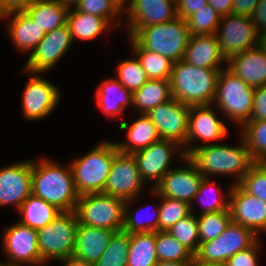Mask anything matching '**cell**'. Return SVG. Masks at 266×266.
<instances>
[{
  "label": "cell",
  "mask_w": 266,
  "mask_h": 266,
  "mask_svg": "<svg viewBox=\"0 0 266 266\" xmlns=\"http://www.w3.org/2000/svg\"><path fill=\"white\" fill-rule=\"evenodd\" d=\"M242 138V139H241ZM240 145L211 143L207 145H190L188 158L197 166L205 177L213 175H234L238 184L243 176L256 164L245 140L241 136ZM194 145V146H193ZM209 176V177H208Z\"/></svg>",
  "instance_id": "cell-1"
},
{
  "label": "cell",
  "mask_w": 266,
  "mask_h": 266,
  "mask_svg": "<svg viewBox=\"0 0 266 266\" xmlns=\"http://www.w3.org/2000/svg\"><path fill=\"white\" fill-rule=\"evenodd\" d=\"M32 194L61 212L75 211L79 199L70 165L62 167L53 160H32Z\"/></svg>",
  "instance_id": "cell-2"
},
{
  "label": "cell",
  "mask_w": 266,
  "mask_h": 266,
  "mask_svg": "<svg viewBox=\"0 0 266 266\" xmlns=\"http://www.w3.org/2000/svg\"><path fill=\"white\" fill-rule=\"evenodd\" d=\"M221 69L201 68L184 60L174 62L170 78L172 97L189 106L212 105Z\"/></svg>",
  "instance_id": "cell-3"
},
{
  "label": "cell",
  "mask_w": 266,
  "mask_h": 266,
  "mask_svg": "<svg viewBox=\"0 0 266 266\" xmlns=\"http://www.w3.org/2000/svg\"><path fill=\"white\" fill-rule=\"evenodd\" d=\"M126 28L128 37H132L142 48L165 56L173 62L183 59L191 37L186 20L179 17L152 26Z\"/></svg>",
  "instance_id": "cell-4"
},
{
  "label": "cell",
  "mask_w": 266,
  "mask_h": 266,
  "mask_svg": "<svg viewBox=\"0 0 266 266\" xmlns=\"http://www.w3.org/2000/svg\"><path fill=\"white\" fill-rule=\"evenodd\" d=\"M118 151L115 142L104 141L85 156L72 161L70 167L79 195L104 191L114 156Z\"/></svg>",
  "instance_id": "cell-5"
},
{
  "label": "cell",
  "mask_w": 266,
  "mask_h": 266,
  "mask_svg": "<svg viewBox=\"0 0 266 266\" xmlns=\"http://www.w3.org/2000/svg\"><path fill=\"white\" fill-rule=\"evenodd\" d=\"M254 88L227 68L220 70L213 103L231 122L243 126L248 122L253 106Z\"/></svg>",
  "instance_id": "cell-6"
},
{
  "label": "cell",
  "mask_w": 266,
  "mask_h": 266,
  "mask_svg": "<svg viewBox=\"0 0 266 266\" xmlns=\"http://www.w3.org/2000/svg\"><path fill=\"white\" fill-rule=\"evenodd\" d=\"M126 200L99 193L79 195L75 213L83 225L119 232L123 230Z\"/></svg>",
  "instance_id": "cell-7"
},
{
  "label": "cell",
  "mask_w": 266,
  "mask_h": 266,
  "mask_svg": "<svg viewBox=\"0 0 266 266\" xmlns=\"http://www.w3.org/2000/svg\"><path fill=\"white\" fill-rule=\"evenodd\" d=\"M78 224L74 211L61 212L53 221L37 230L38 248L45 263L73 255Z\"/></svg>",
  "instance_id": "cell-8"
},
{
  "label": "cell",
  "mask_w": 266,
  "mask_h": 266,
  "mask_svg": "<svg viewBox=\"0 0 266 266\" xmlns=\"http://www.w3.org/2000/svg\"><path fill=\"white\" fill-rule=\"evenodd\" d=\"M258 239L259 236L251 229L231 221L219 237L199 244L194 260L223 266L230 257L251 247Z\"/></svg>",
  "instance_id": "cell-9"
},
{
  "label": "cell",
  "mask_w": 266,
  "mask_h": 266,
  "mask_svg": "<svg viewBox=\"0 0 266 266\" xmlns=\"http://www.w3.org/2000/svg\"><path fill=\"white\" fill-rule=\"evenodd\" d=\"M215 35L226 60L262 43L251 17L247 16H223Z\"/></svg>",
  "instance_id": "cell-10"
},
{
  "label": "cell",
  "mask_w": 266,
  "mask_h": 266,
  "mask_svg": "<svg viewBox=\"0 0 266 266\" xmlns=\"http://www.w3.org/2000/svg\"><path fill=\"white\" fill-rule=\"evenodd\" d=\"M181 150V151H180ZM180 151V152H178ZM182 146L177 142L168 139H160L146 148L138 150L133 154L142 180L154 183L153 188L161 179L173 168L170 167L173 161L174 153L178 152L182 160L185 154L182 152Z\"/></svg>",
  "instance_id": "cell-11"
},
{
  "label": "cell",
  "mask_w": 266,
  "mask_h": 266,
  "mask_svg": "<svg viewBox=\"0 0 266 266\" xmlns=\"http://www.w3.org/2000/svg\"><path fill=\"white\" fill-rule=\"evenodd\" d=\"M3 251L9 260L7 266H45L38 248L37 230L20 224L5 228L2 237Z\"/></svg>",
  "instance_id": "cell-12"
},
{
  "label": "cell",
  "mask_w": 266,
  "mask_h": 266,
  "mask_svg": "<svg viewBox=\"0 0 266 266\" xmlns=\"http://www.w3.org/2000/svg\"><path fill=\"white\" fill-rule=\"evenodd\" d=\"M144 185L133 154L118 151L114 156L103 193L124 200L136 199Z\"/></svg>",
  "instance_id": "cell-13"
},
{
  "label": "cell",
  "mask_w": 266,
  "mask_h": 266,
  "mask_svg": "<svg viewBox=\"0 0 266 266\" xmlns=\"http://www.w3.org/2000/svg\"><path fill=\"white\" fill-rule=\"evenodd\" d=\"M72 43L73 38L67 24L47 32L30 53L22 72L43 74L51 70L64 56Z\"/></svg>",
  "instance_id": "cell-14"
},
{
  "label": "cell",
  "mask_w": 266,
  "mask_h": 266,
  "mask_svg": "<svg viewBox=\"0 0 266 266\" xmlns=\"http://www.w3.org/2000/svg\"><path fill=\"white\" fill-rule=\"evenodd\" d=\"M182 161L186 165L172 168L152 189L162 197L190 204L193 212V201L204 176L188 157L185 156Z\"/></svg>",
  "instance_id": "cell-15"
},
{
  "label": "cell",
  "mask_w": 266,
  "mask_h": 266,
  "mask_svg": "<svg viewBox=\"0 0 266 266\" xmlns=\"http://www.w3.org/2000/svg\"><path fill=\"white\" fill-rule=\"evenodd\" d=\"M31 73L22 97V114L27 121H35L50 115L60 100V91L56 85L41 77L40 73Z\"/></svg>",
  "instance_id": "cell-16"
},
{
  "label": "cell",
  "mask_w": 266,
  "mask_h": 266,
  "mask_svg": "<svg viewBox=\"0 0 266 266\" xmlns=\"http://www.w3.org/2000/svg\"><path fill=\"white\" fill-rule=\"evenodd\" d=\"M189 109V105L172 97L151 109L147 115L156 126L161 139L173 140L183 146L188 133Z\"/></svg>",
  "instance_id": "cell-17"
},
{
  "label": "cell",
  "mask_w": 266,
  "mask_h": 266,
  "mask_svg": "<svg viewBox=\"0 0 266 266\" xmlns=\"http://www.w3.org/2000/svg\"><path fill=\"white\" fill-rule=\"evenodd\" d=\"M228 192L232 222L251 229L257 236L266 232V203L248 194L239 184H233Z\"/></svg>",
  "instance_id": "cell-18"
},
{
  "label": "cell",
  "mask_w": 266,
  "mask_h": 266,
  "mask_svg": "<svg viewBox=\"0 0 266 266\" xmlns=\"http://www.w3.org/2000/svg\"><path fill=\"white\" fill-rule=\"evenodd\" d=\"M226 124L219 119L211 105L190 106L189 123L186 143L182 146L186 157L190 155V144L195 140L205 143L225 139L228 137ZM189 145V146H188Z\"/></svg>",
  "instance_id": "cell-19"
},
{
  "label": "cell",
  "mask_w": 266,
  "mask_h": 266,
  "mask_svg": "<svg viewBox=\"0 0 266 266\" xmlns=\"http://www.w3.org/2000/svg\"><path fill=\"white\" fill-rule=\"evenodd\" d=\"M32 194V161L0 168V207L13 205L18 210Z\"/></svg>",
  "instance_id": "cell-20"
},
{
  "label": "cell",
  "mask_w": 266,
  "mask_h": 266,
  "mask_svg": "<svg viewBox=\"0 0 266 266\" xmlns=\"http://www.w3.org/2000/svg\"><path fill=\"white\" fill-rule=\"evenodd\" d=\"M225 67L253 88L266 85V46L262 42L230 57Z\"/></svg>",
  "instance_id": "cell-21"
},
{
  "label": "cell",
  "mask_w": 266,
  "mask_h": 266,
  "mask_svg": "<svg viewBox=\"0 0 266 266\" xmlns=\"http://www.w3.org/2000/svg\"><path fill=\"white\" fill-rule=\"evenodd\" d=\"M126 11L127 27H147L177 17L175 0H132Z\"/></svg>",
  "instance_id": "cell-22"
},
{
  "label": "cell",
  "mask_w": 266,
  "mask_h": 266,
  "mask_svg": "<svg viewBox=\"0 0 266 266\" xmlns=\"http://www.w3.org/2000/svg\"><path fill=\"white\" fill-rule=\"evenodd\" d=\"M9 18L8 35L16 48L22 52L30 53L46 34L36 22L24 11H11L0 15V19ZM11 17V18H10Z\"/></svg>",
  "instance_id": "cell-23"
},
{
  "label": "cell",
  "mask_w": 266,
  "mask_h": 266,
  "mask_svg": "<svg viewBox=\"0 0 266 266\" xmlns=\"http://www.w3.org/2000/svg\"><path fill=\"white\" fill-rule=\"evenodd\" d=\"M115 231L78 224L73 256L94 264L106 251Z\"/></svg>",
  "instance_id": "cell-24"
},
{
  "label": "cell",
  "mask_w": 266,
  "mask_h": 266,
  "mask_svg": "<svg viewBox=\"0 0 266 266\" xmlns=\"http://www.w3.org/2000/svg\"><path fill=\"white\" fill-rule=\"evenodd\" d=\"M182 60L201 68H222L220 64L227 62L215 34L191 36Z\"/></svg>",
  "instance_id": "cell-25"
},
{
  "label": "cell",
  "mask_w": 266,
  "mask_h": 266,
  "mask_svg": "<svg viewBox=\"0 0 266 266\" xmlns=\"http://www.w3.org/2000/svg\"><path fill=\"white\" fill-rule=\"evenodd\" d=\"M127 130L126 142H115L117 149L123 153H134L148 147L160 140V135L150 117L145 113H140L139 118L128 127V122L120 121L119 130Z\"/></svg>",
  "instance_id": "cell-26"
},
{
  "label": "cell",
  "mask_w": 266,
  "mask_h": 266,
  "mask_svg": "<svg viewBox=\"0 0 266 266\" xmlns=\"http://www.w3.org/2000/svg\"><path fill=\"white\" fill-rule=\"evenodd\" d=\"M96 102L106 116L116 118L133 105V93L116 78L105 79L97 88Z\"/></svg>",
  "instance_id": "cell-27"
},
{
  "label": "cell",
  "mask_w": 266,
  "mask_h": 266,
  "mask_svg": "<svg viewBox=\"0 0 266 266\" xmlns=\"http://www.w3.org/2000/svg\"><path fill=\"white\" fill-rule=\"evenodd\" d=\"M69 9L59 0H36L24 11L47 33L67 24Z\"/></svg>",
  "instance_id": "cell-28"
},
{
  "label": "cell",
  "mask_w": 266,
  "mask_h": 266,
  "mask_svg": "<svg viewBox=\"0 0 266 266\" xmlns=\"http://www.w3.org/2000/svg\"><path fill=\"white\" fill-rule=\"evenodd\" d=\"M19 223L34 230H39L53 221L61 211L40 197L31 194L17 210Z\"/></svg>",
  "instance_id": "cell-29"
},
{
  "label": "cell",
  "mask_w": 266,
  "mask_h": 266,
  "mask_svg": "<svg viewBox=\"0 0 266 266\" xmlns=\"http://www.w3.org/2000/svg\"><path fill=\"white\" fill-rule=\"evenodd\" d=\"M67 25L73 40H91L100 34L108 32L111 25L102 17L77 11L74 7L69 9Z\"/></svg>",
  "instance_id": "cell-30"
},
{
  "label": "cell",
  "mask_w": 266,
  "mask_h": 266,
  "mask_svg": "<svg viewBox=\"0 0 266 266\" xmlns=\"http://www.w3.org/2000/svg\"><path fill=\"white\" fill-rule=\"evenodd\" d=\"M172 98L170 80L149 79L140 89L133 93V107L138 114H147L159 104Z\"/></svg>",
  "instance_id": "cell-31"
},
{
  "label": "cell",
  "mask_w": 266,
  "mask_h": 266,
  "mask_svg": "<svg viewBox=\"0 0 266 266\" xmlns=\"http://www.w3.org/2000/svg\"><path fill=\"white\" fill-rule=\"evenodd\" d=\"M127 258V266H156L155 232L130 234Z\"/></svg>",
  "instance_id": "cell-32"
},
{
  "label": "cell",
  "mask_w": 266,
  "mask_h": 266,
  "mask_svg": "<svg viewBox=\"0 0 266 266\" xmlns=\"http://www.w3.org/2000/svg\"><path fill=\"white\" fill-rule=\"evenodd\" d=\"M128 39L131 43L130 48L133 50V55L139 60L148 79L170 80L173 61L158 53L142 48L132 37Z\"/></svg>",
  "instance_id": "cell-33"
},
{
  "label": "cell",
  "mask_w": 266,
  "mask_h": 266,
  "mask_svg": "<svg viewBox=\"0 0 266 266\" xmlns=\"http://www.w3.org/2000/svg\"><path fill=\"white\" fill-rule=\"evenodd\" d=\"M158 261L193 262L194 254L167 231H156Z\"/></svg>",
  "instance_id": "cell-34"
},
{
  "label": "cell",
  "mask_w": 266,
  "mask_h": 266,
  "mask_svg": "<svg viewBox=\"0 0 266 266\" xmlns=\"http://www.w3.org/2000/svg\"><path fill=\"white\" fill-rule=\"evenodd\" d=\"M150 194L161 201L159 206V231H168L177 221L192 212L191 205L186 202L162 197L153 189Z\"/></svg>",
  "instance_id": "cell-35"
},
{
  "label": "cell",
  "mask_w": 266,
  "mask_h": 266,
  "mask_svg": "<svg viewBox=\"0 0 266 266\" xmlns=\"http://www.w3.org/2000/svg\"><path fill=\"white\" fill-rule=\"evenodd\" d=\"M241 135L256 163H266V120L246 122Z\"/></svg>",
  "instance_id": "cell-36"
},
{
  "label": "cell",
  "mask_w": 266,
  "mask_h": 266,
  "mask_svg": "<svg viewBox=\"0 0 266 266\" xmlns=\"http://www.w3.org/2000/svg\"><path fill=\"white\" fill-rule=\"evenodd\" d=\"M130 234L126 231L115 232L106 251L94 266H127Z\"/></svg>",
  "instance_id": "cell-37"
},
{
  "label": "cell",
  "mask_w": 266,
  "mask_h": 266,
  "mask_svg": "<svg viewBox=\"0 0 266 266\" xmlns=\"http://www.w3.org/2000/svg\"><path fill=\"white\" fill-rule=\"evenodd\" d=\"M231 221L229 210L200 214L197 217L200 243L219 237Z\"/></svg>",
  "instance_id": "cell-38"
},
{
  "label": "cell",
  "mask_w": 266,
  "mask_h": 266,
  "mask_svg": "<svg viewBox=\"0 0 266 266\" xmlns=\"http://www.w3.org/2000/svg\"><path fill=\"white\" fill-rule=\"evenodd\" d=\"M221 16L209 5L202 7L186 19L191 36L214 35Z\"/></svg>",
  "instance_id": "cell-39"
},
{
  "label": "cell",
  "mask_w": 266,
  "mask_h": 266,
  "mask_svg": "<svg viewBox=\"0 0 266 266\" xmlns=\"http://www.w3.org/2000/svg\"><path fill=\"white\" fill-rule=\"evenodd\" d=\"M167 232L193 254L197 252L200 244L199 228L197 217L193 212L177 221Z\"/></svg>",
  "instance_id": "cell-40"
},
{
  "label": "cell",
  "mask_w": 266,
  "mask_h": 266,
  "mask_svg": "<svg viewBox=\"0 0 266 266\" xmlns=\"http://www.w3.org/2000/svg\"><path fill=\"white\" fill-rule=\"evenodd\" d=\"M115 77L126 89L134 93L149 79L137 57L125 59L118 64Z\"/></svg>",
  "instance_id": "cell-41"
},
{
  "label": "cell",
  "mask_w": 266,
  "mask_h": 266,
  "mask_svg": "<svg viewBox=\"0 0 266 266\" xmlns=\"http://www.w3.org/2000/svg\"><path fill=\"white\" fill-rule=\"evenodd\" d=\"M214 196L210 197V195ZM206 195L207 197H205ZM217 196V197H216ZM225 196V199H224ZM222 193V190L218 186H216V182L210 180V178H205L202 180L199 190L197 194L195 195L194 201L195 200H200V203H203L204 208L202 209L201 214L204 213H213V212H218L222 210H229L228 205H229V198L227 195H224ZM227 196V198H226Z\"/></svg>",
  "instance_id": "cell-42"
},
{
  "label": "cell",
  "mask_w": 266,
  "mask_h": 266,
  "mask_svg": "<svg viewBox=\"0 0 266 266\" xmlns=\"http://www.w3.org/2000/svg\"><path fill=\"white\" fill-rule=\"evenodd\" d=\"M74 8L77 11L104 18L111 26L115 24V29L121 25L122 20L118 18L123 12L111 0H80ZM115 20L116 23H113Z\"/></svg>",
  "instance_id": "cell-43"
},
{
  "label": "cell",
  "mask_w": 266,
  "mask_h": 266,
  "mask_svg": "<svg viewBox=\"0 0 266 266\" xmlns=\"http://www.w3.org/2000/svg\"><path fill=\"white\" fill-rule=\"evenodd\" d=\"M238 184L248 194L266 203V163H256Z\"/></svg>",
  "instance_id": "cell-44"
},
{
  "label": "cell",
  "mask_w": 266,
  "mask_h": 266,
  "mask_svg": "<svg viewBox=\"0 0 266 266\" xmlns=\"http://www.w3.org/2000/svg\"><path fill=\"white\" fill-rule=\"evenodd\" d=\"M134 201L135 199L126 200L123 231H126L129 234L159 231V207L154 211L155 216L152 217V219L147 220L145 223L143 222V219H141L142 217L138 212L132 213L130 211V204L132 202L134 203ZM145 209L148 208L145 207Z\"/></svg>",
  "instance_id": "cell-45"
},
{
  "label": "cell",
  "mask_w": 266,
  "mask_h": 266,
  "mask_svg": "<svg viewBox=\"0 0 266 266\" xmlns=\"http://www.w3.org/2000/svg\"><path fill=\"white\" fill-rule=\"evenodd\" d=\"M258 239L251 247L237 252L230 257L223 266H259L258 249L260 246Z\"/></svg>",
  "instance_id": "cell-46"
},
{
  "label": "cell",
  "mask_w": 266,
  "mask_h": 266,
  "mask_svg": "<svg viewBox=\"0 0 266 266\" xmlns=\"http://www.w3.org/2000/svg\"><path fill=\"white\" fill-rule=\"evenodd\" d=\"M266 120V85L254 88L253 106L248 122Z\"/></svg>",
  "instance_id": "cell-47"
},
{
  "label": "cell",
  "mask_w": 266,
  "mask_h": 266,
  "mask_svg": "<svg viewBox=\"0 0 266 266\" xmlns=\"http://www.w3.org/2000/svg\"><path fill=\"white\" fill-rule=\"evenodd\" d=\"M207 4V0H175L176 15L186 20Z\"/></svg>",
  "instance_id": "cell-48"
},
{
  "label": "cell",
  "mask_w": 266,
  "mask_h": 266,
  "mask_svg": "<svg viewBox=\"0 0 266 266\" xmlns=\"http://www.w3.org/2000/svg\"><path fill=\"white\" fill-rule=\"evenodd\" d=\"M257 34L263 40L266 38V0H259L251 16Z\"/></svg>",
  "instance_id": "cell-49"
},
{
  "label": "cell",
  "mask_w": 266,
  "mask_h": 266,
  "mask_svg": "<svg viewBox=\"0 0 266 266\" xmlns=\"http://www.w3.org/2000/svg\"><path fill=\"white\" fill-rule=\"evenodd\" d=\"M259 0H233L232 14L251 17Z\"/></svg>",
  "instance_id": "cell-50"
},
{
  "label": "cell",
  "mask_w": 266,
  "mask_h": 266,
  "mask_svg": "<svg viewBox=\"0 0 266 266\" xmlns=\"http://www.w3.org/2000/svg\"><path fill=\"white\" fill-rule=\"evenodd\" d=\"M36 0H0V14L11 11L25 10Z\"/></svg>",
  "instance_id": "cell-51"
},
{
  "label": "cell",
  "mask_w": 266,
  "mask_h": 266,
  "mask_svg": "<svg viewBox=\"0 0 266 266\" xmlns=\"http://www.w3.org/2000/svg\"><path fill=\"white\" fill-rule=\"evenodd\" d=\"M207 2L221 17L232 14L233 0H207Z\"/></svg>",
  "instance_id": "cell-52"
},
{
  "label": "cell",
  "mask_w": 266,
  "mask_h": 266,
  "mask_svg": "<svg viewBox=\"0 0 266 266\" xmlns=\"http://www.w3.org/2000/svg\"><path fill=\"white\" fill-rule=\"evenodd\" d=\"M58 261L59 263L61 262L63 266H94V264L87 263L85 260L78 259L73 255Z\"/></svg>",
  "instance_id": "cell-53"
},
{
  "label": "cell",
  "mask_w": 266,
  "mask_h": 266,
  "mask_svg": "<svg viewBox=\"0 0 266 266\" xmlns=\"http://www.w3.org/2000/svg\"><path fill=\"white\" fill-rule=\"evenodd\" d=\"M192 262L158 261L156 266H191Z\"/></svg>",
  "instance_id": "cell-54"
},
{
  "label": "cell",
  "mask_w": 266,
  "mask_h": 266,
  "mask_svg": "<svg viewBox=\"0 0 266 266\" xmlns=\"http://www.w3.org/2000/svg\"><path fill=\"white\" fill-rule=\"evenodd\" d=\"M115 6L122 12L124 10H127L126 6L129 8L132 0H111ZM129 1V2H128ZM128 2V3H127ZM127 3V4H126ZM125 6V7H124Z\"/></svg>",
  "instance_id": "cell-55"
},
{
  "label": "cell",
  "mask_w": 266,
  "mask_h": 266,
  "mask_svg": "<svg viewBox=\"0 0 266 266\" xmlns=\"http://www.w3.org/2000/svg\"><path fill=\"white\" fill-rule=\"evenodd\" d=\"M62 4L69 6L72 8L74 7L80 0H59Z\"/></svg>",
  "instance_id": "cell-56"
},
{
  "label": "cell",
  "mask_w": 266,
  "mask_h": 266,
  "mask_svg": "<svg viewBox=\"0 0 266 266\" xmlns=\"http://www.w3.org/2000/svg\"><path fill=\"white\" fill-rule=\"evenodd\" d=\"M191 266H222V265H211V264H202V263H199L195 260H193L192 262V265Z\"/></svg>",
  "instance_id": "cell-57"
},
{
  "label": "cell",
  "mask_w": 266,
  "mask_h": 266,
  "mask_svg": "<svg viewBox=\"0 0 266 266\" xmlns=\"http://www.w3.org/2000/svg\"><path fill=\"white\" fill-rule=\"evenodd\" d=\"M263 44L266 46V38L262 40Z\"/></svg>",
  "instance_id": "cell-58"
}]
</instances>
